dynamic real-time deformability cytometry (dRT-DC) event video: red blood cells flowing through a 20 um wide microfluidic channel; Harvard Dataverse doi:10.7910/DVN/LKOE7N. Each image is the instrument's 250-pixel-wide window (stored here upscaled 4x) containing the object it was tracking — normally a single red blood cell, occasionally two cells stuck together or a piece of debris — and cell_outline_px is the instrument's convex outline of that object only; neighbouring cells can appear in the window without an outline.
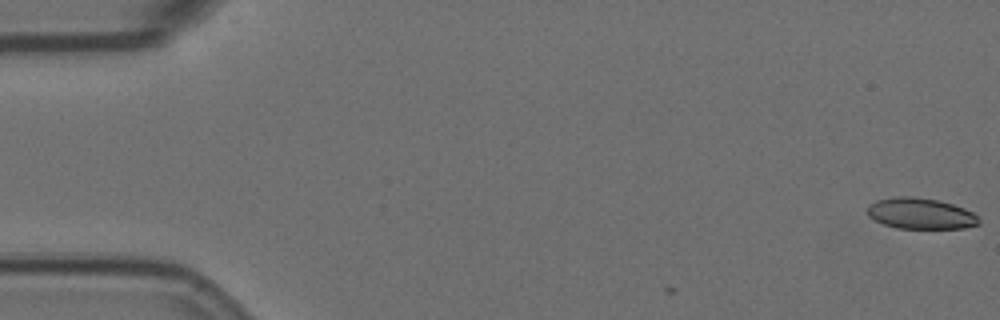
{"species": "Egyptian fruit bat (a non-hibernating species)", "species_latin": "Rousettus aegyptiacus", "temperature_condition": "room temperature", "stored_images_in_passage": 4, "camera_frame_rate_fps": 3000, "um_per_image_px": 0.085, "animal": {"sex": "female"}, "frame": {"image": 1, "passage_image": 1, "time_ms": 0.0, "image_size_px": [1000, 320], "cell_outline_px": [[980, 224], [964, 228], [896, 228], [884, 224], [868, 216], [868, 204], [876, 200], [896, 196], [912, 196], [940, 200], [964, 208], [972, 212], [980, 220]], "centroid_in_image_um": [78.24, 18.14], "position_along_channel_um": 6.8, "area_um2": 20.17}}